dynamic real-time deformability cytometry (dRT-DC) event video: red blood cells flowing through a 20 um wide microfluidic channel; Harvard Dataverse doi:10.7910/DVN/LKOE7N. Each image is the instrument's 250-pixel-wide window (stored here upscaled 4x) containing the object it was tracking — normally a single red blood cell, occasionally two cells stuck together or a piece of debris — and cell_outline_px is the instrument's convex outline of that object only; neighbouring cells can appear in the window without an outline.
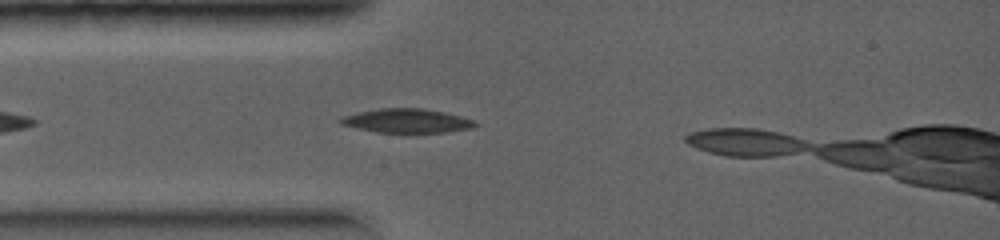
{"species": "common noctule bat (a hibernating species)", "species_latin": "Nyctalus noctula", "temperature_condition": "warm", "stored_images_in_passage": 4, "segment_of_instrument_passage": [1, 2], "camera_frame_rate_fps": 5000, "um_per_image_px": 0.085, "animal": {"sex": "female", "body_mass_g": 19.0, "forearm_length_mm": 56.7}, "frame": {"image": 1, "passage_image": 3, "time_ms": 0.8, "image_size_px": [1000, 240], "cell_outline_px": [[480, 124], [472, 128], [448, 132], [376, 132], [356, 128], [340, 124], [336, 120], [344, 116], [356, 112], [380, 108], [424, 108], [444, 112], [460, 116], [472, 120]], "centroid_in_image_um": [34.56, 10.26], "position_along_channel_um": 50.4, "area_um2": 18.9}}